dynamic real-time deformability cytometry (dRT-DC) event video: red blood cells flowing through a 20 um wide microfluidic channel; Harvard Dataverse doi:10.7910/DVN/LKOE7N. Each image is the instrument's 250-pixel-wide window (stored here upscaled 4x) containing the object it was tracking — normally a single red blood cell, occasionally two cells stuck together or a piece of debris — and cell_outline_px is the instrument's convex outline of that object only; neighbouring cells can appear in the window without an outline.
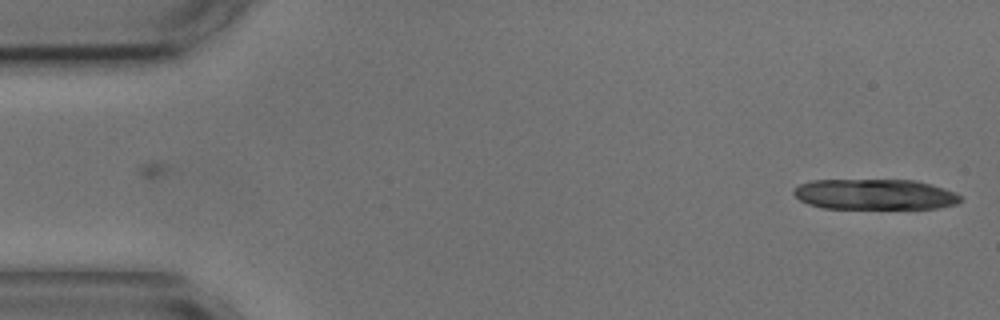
{"species": "common noctule bat (a hibernating species)", "species_latin": "Nyctalus noctula", "temperature_condition": "cold", "stored_images_in_passage": 5, "camera_frame_rate_fps": 3000, "um_per_image_px": 0.085, "animal": {"sex": "male", "body_mass_g": 17.9, "forearm_length_mm": 54.2}, "frame": {"image": 1, "passage_image": 5, "time_ms": 4.667, "image_size_px": [1000, 320], "cell_outline_px": [[964, 200], [956, 204], [936, 208], [824, 208], [808, 204], [800, 200], [792, 192], [800, 184], [812, 180], [916, 180], [932, 184], [956, 192]], "centroid_in_image_um": [74.4, 16.52], "position_along_channel_um": 10.6, "area_um2": 29.71}}